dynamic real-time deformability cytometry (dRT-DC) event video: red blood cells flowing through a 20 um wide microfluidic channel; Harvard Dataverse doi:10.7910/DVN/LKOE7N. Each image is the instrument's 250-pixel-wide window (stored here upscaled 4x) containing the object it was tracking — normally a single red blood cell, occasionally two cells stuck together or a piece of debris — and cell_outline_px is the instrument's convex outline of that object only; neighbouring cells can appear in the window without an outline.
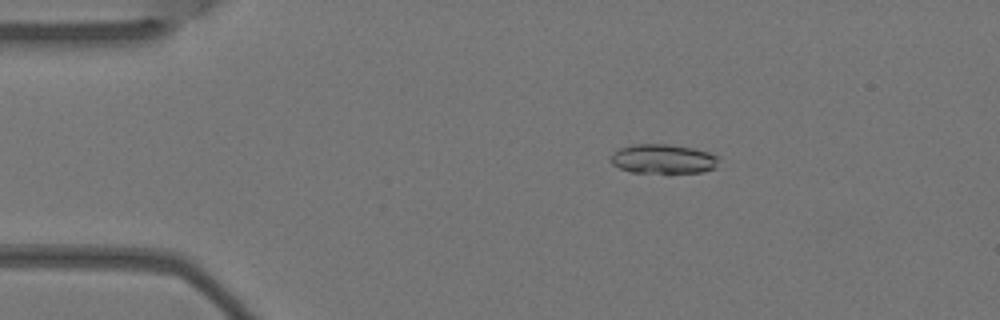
{"species": "Egyptian fruit bat (a non-hibernating species)", "species_latin": "Rousettus aegyptiacus", "temperature_condition": "warm", "stored_images_in_passage": 5, "camera_frame_rate_fps": 3000, "um_per_image_px": 0.085, "animal": {"sex": "female"}, "frame": {"image": 1, "passage_image": 2, "time_ms": 0.333, "image_size_px": [1000, 320], "cell_outline_px": [[720, 156], [716, 168], [704, 172], [632, 172], [620, 168], [612, 164], [612, 152], [620, 148], [632, 144], [668, 144], [692, 148], [708, 152]], "centroid_in_image_um": [56.4, 13.5], "position_along_channel_um": 28.6, "area_um2": 18.44}}
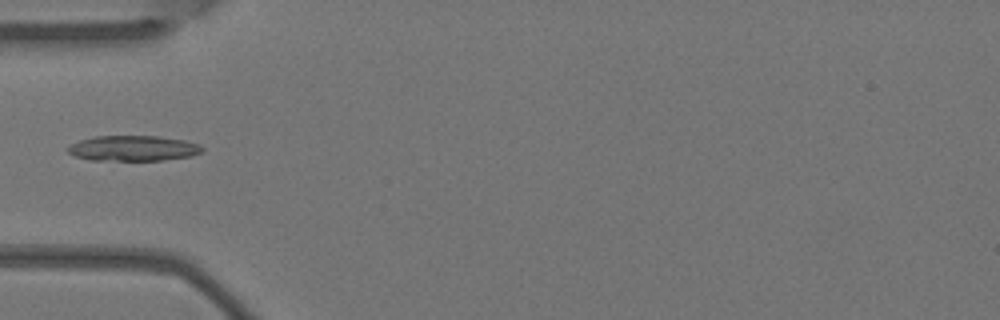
{"frame": {"image": 2, "passage_image": 4, "time_ms": 1.0, "image_size_px": [1000, 320], "cell_outline_px": [[204, 152], [192, 156], [160, 160], [92, 160], [76, 156], [68, 152], [68, 148], [72, 144], [80, 140], [96, 136], [160, 136], [184, 140], [200, 144], [204, 148]], "centroid_in_image_um": [11.39, 12.6], "position_along_channel_um": 73.6, "area_um2": 19.83}}
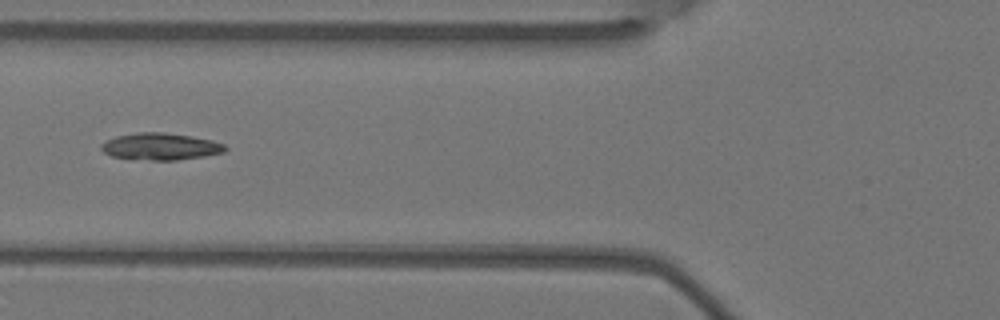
{"frame": {"image": 3, "passage_image": 5, "time_ms": 1.333, "image_size_px": [1000, 320], "cell_outline_px": [[228, 148], [224, 152], [204, 156], [176, 160], [132, 160], [112, 156], [104, 152], [100, 148], [100, 144], [116, 136], [136, 132], [164, 132], [192, 136], [212, 140], [224, 144]], "centroid_in_image_um": [13.62, 12.46], "position_along_channel_um": 112.2, "area_um2": 19.65}}